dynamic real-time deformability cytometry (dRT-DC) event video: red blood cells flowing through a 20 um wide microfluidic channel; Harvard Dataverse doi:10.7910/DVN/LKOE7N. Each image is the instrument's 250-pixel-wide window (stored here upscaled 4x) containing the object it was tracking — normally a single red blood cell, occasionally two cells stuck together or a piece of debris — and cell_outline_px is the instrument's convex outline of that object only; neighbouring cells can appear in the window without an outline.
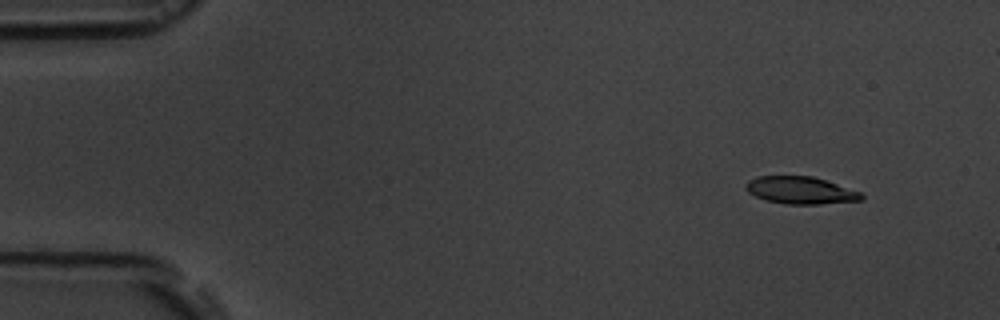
{"species": "common noctule bat (a hibernating species)", "species_latin": "Nyctalus noctula", "temperature_condition": "room temperature", "stored_images_in_passage": 5, "camera_frame_rate_fps": 3000, "um_per_image_px": 0.085, "animal": {"sex": "male", "body_mass_g": 19.5, "forearm_length_mm": 54.6}, "frame": {"image": 1, "passage_image": 1, "time_ms": 0.0, "image_size_px": [1000, 320], "cell_outline_px": [[864, 200], [820, 204], [788, 204], [764, 200], [748, 192], [744, 188], [744, 184], [748, 180], [756, 176], [812, 176], [860, 192], [864, 196]], "centroid_in_image_um": [68.0, 16.18], "position_along_channel_um": 17.0, "area_um2": 18.38}}